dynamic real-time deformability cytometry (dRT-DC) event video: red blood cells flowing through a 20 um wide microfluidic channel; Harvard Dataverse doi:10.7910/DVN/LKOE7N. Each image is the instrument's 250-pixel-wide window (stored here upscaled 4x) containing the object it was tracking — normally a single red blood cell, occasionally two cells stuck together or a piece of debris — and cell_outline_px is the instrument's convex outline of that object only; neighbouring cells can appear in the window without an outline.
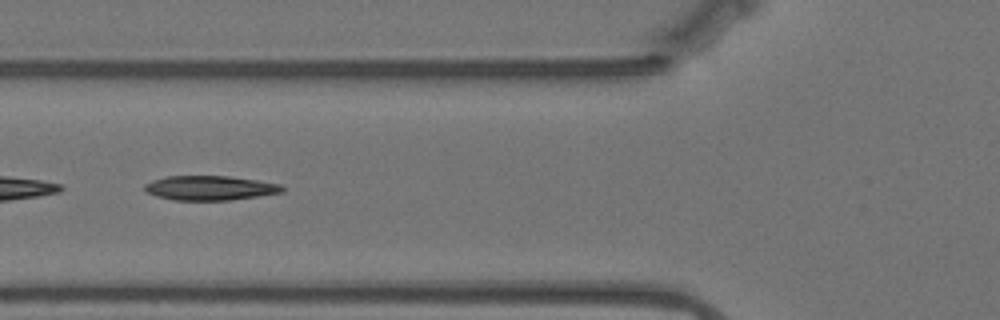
{"species": "Egyptian fruit bat (a non-hibernating species)", "species_latin": "Rousettus aegyptiacus", "temperature_condition": "warm", "stored_images_in_passage": 14, "camera_frame_rate_fps": 3000, "um_per_image_px": 0.085, "animal": {"sex": "female"}, "frame": {"image": 1, "passage_image": 5, "time_ms": 1.333, "image_size_px": [1000, 320], "cell_outline_px": [[284, 192], [228, 200], [172, 200], [156, 196], [144, 192], [144, 184], [152, 180], [164, 176], [228, 176], [256, 180], [280, 184], [284, 188]], "centroid_in_image_um": [17.78, 15.97], "position_along_channel_um": 108.0, "area_um2": 19.65}}
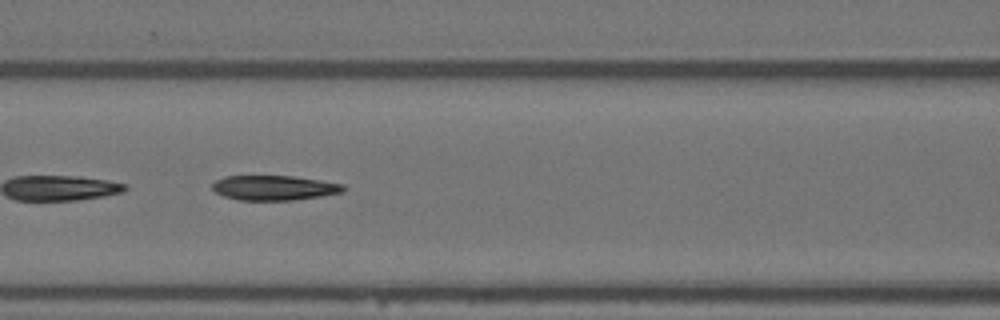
{"frame": {"image": 2, "passage_image": 8, "time_ms": 2.333, "image_size_px": [1000, 320], "cell_outline_px": [[344, 192], [296, 200], [240, 200], [224, 196], [216, 192], [212, 188], [212, 184], [216, 180], [224, 176], [292, 176], [320, 180], [344, 184]], "centroid_in_image_um": [23.31, 15.96], "position_along_channel_um": 143.3, "area_um2": 18.9}}